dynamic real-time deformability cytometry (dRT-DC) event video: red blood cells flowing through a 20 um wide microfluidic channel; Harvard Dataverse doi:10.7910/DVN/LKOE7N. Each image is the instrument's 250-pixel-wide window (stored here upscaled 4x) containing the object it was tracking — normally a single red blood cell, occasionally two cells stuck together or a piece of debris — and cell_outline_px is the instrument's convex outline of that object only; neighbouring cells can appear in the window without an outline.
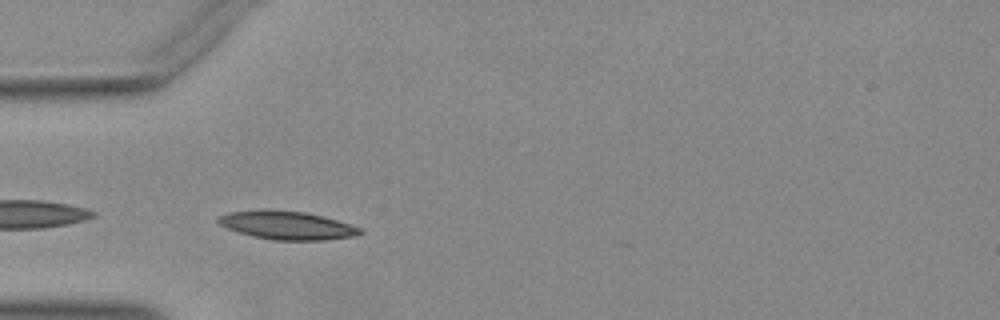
{"species": "Egyptian fruit bat (a non-hibernating species)", "species_latin": "Rousettus aegyptiacus", "temperature_condition": "warm", "stored_images_in_passage": 9, "camera_frame_rate_fps": 3000, "um_per_image_px": 0.085, "animal": {"sex": "female"}, "frame": {"image": 1, "passage_image": 1, "time_ms": 0.0, "image_size_px": [1000, 320], "cell_outline_px": [[364, 232], [356, 236], [324, 240], [276, 240], [256, 236], [240, 232], [228, 228], [220, 224], [216, 220], [220, 216], [232, 212], [304, 212], [336, 220], [360, 228]], "centroid_in_image_um": [24.49, 19.2], "position_along_channel_um": 60.5, "area_um2": 22.08}}
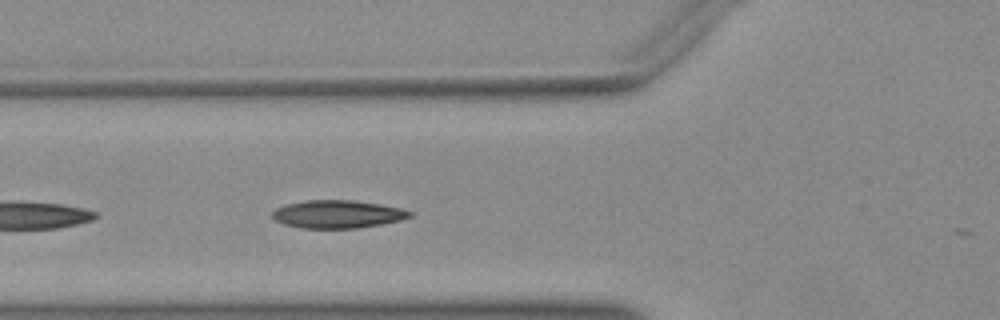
{"frame": {"image": 2, "passage_image": 4, "time_ms": 1.0, "image_size_px": [1000, 320], "cell_outline_px": [[412, 216], [400, 220], [380, 224], [356, 228], [300, 228], [284, 224], [276, 220], [272, 216], [272, 212], [276, 208], [288, 204], [308, 200], [352, 200], [380, 204], [400, 208], [412, 212]], "centroid_in_image_um": [28.68, 18.2], "position_along_channel_um": 97.1, "area_um2": 22.14}}